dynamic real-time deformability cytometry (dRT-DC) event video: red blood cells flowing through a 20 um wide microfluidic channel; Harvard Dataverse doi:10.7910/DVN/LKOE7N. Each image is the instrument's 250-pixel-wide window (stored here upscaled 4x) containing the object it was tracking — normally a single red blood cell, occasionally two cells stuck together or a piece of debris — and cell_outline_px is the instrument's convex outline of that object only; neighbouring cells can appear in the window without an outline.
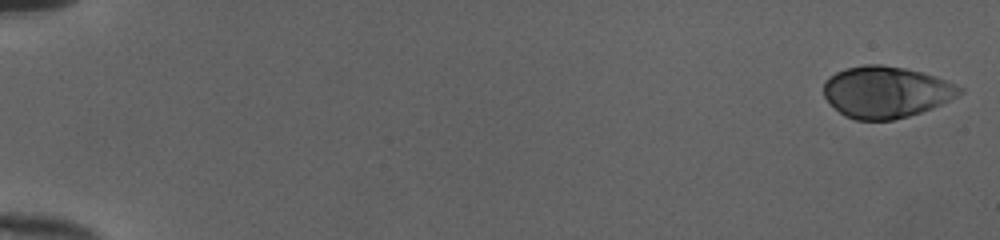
{"species": "human", "species_latin": "Homo sapiens", "temperature_condition": "cold", "stored_images_in_passage": 52, "camera_frame_rate_fps": 3000, "um_per_image_px": 0.085, "donor": {"sex": "female"}, "frame": {"image": 1, "passage_image": 1, "time_ms": 0.0, "image_size_px": [1000, 240], "cell_outline_px": [[964, 92], [932, 108], [908, 116], [892, 120], [856, 120], [844, 116], [824, 96], [824, 80], [828, 76], [844, 68], [864, 64], [880, 64], [904, 68], [920, 72], [956, 84], [964, 88]], "centroid_in_image_um": [75.28, 7.81], "position_along_channel_um": 9.7, "area_um2": 40.63}}
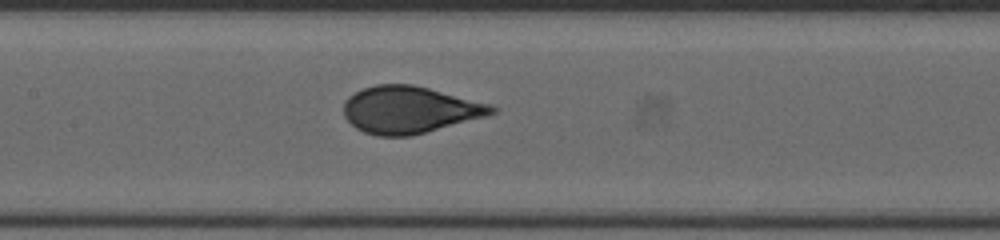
{"frame": {"image": 2, "passage_image": 27, "time_ms": 8.667, "image_size_px": [1000, 240], "cell_outline_px": [[500, 108], [496, 112], [484, 116], [412, 136], [376, 136], [364, 132], [356, 128], [344, 116], [344, 100], [348, 96], [364, 88], [376, 84], [412, 84], [492, 104]], "centroid_in_image_um": [34.8, 9.33], "position_along_channel_um": 172.6, "area_um2": 40.46}}
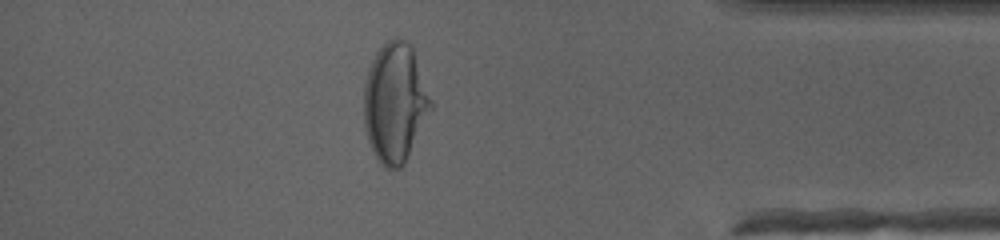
{"frame": {"image": 3, "passage_image": 46, "time_ms": 15.0, "image_size_px": [1000, 240], "cell_outline_px": [[432, 108], [404, 164], [400, 168], [384, 168], [376, 160], [368, 140], [364, 128], [364, 84], [368, 68], [376, 52], [392, 36], [396, 36], [404, 40], [412, 48], [432, 100]], "centroid_in_image_um": [33.55, 8.74], "position_along_channel_um": 401.6, "area_um2": 46.53}, "authors_computed_cell_mechanics": {"area_um2": 40.6334, "velocity_mm_per_s": 4.0073, "shape_relaxation_time_tau1_ms": 6.1146, "shape_relaxation_time_tau2_ms": null, "deformation_change_tau1": 0.2234, "deformation_change_tau2": null}}